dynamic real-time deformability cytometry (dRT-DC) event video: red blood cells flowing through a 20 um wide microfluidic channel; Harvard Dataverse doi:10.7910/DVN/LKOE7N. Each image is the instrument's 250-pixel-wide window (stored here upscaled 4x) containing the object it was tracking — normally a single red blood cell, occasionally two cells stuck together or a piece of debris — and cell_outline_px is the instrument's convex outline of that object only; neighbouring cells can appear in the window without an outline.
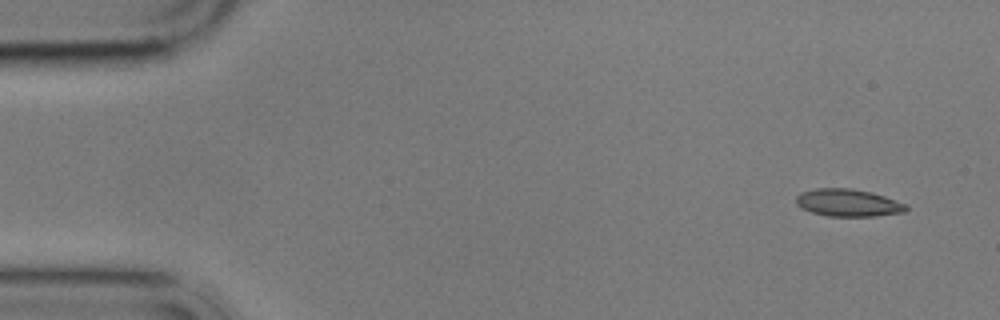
{"species": "common noctule bat (a hibernating species)", "species_latin": "Nyctalus noctula", "temperature_condition": "cold", "stored_images_in_passage": 4, "camera_frame_rate_fps": 3000, "um_per_image_px": 0.085, "animal": {"sex": "male", "body_mass_g": 17.9}, "frame": {"image": 1, "passage_image": 1, "time_ms": 0.0, "image_size_px": [1000, 320], "cell_outline_px": [[908, 208], [904, 212], [876, 216], [828, 216], [812, 212], [800, 208], [796, 204], [796, 196], [800, 192], [816, 188], [852, 188], [872, 192], [908, 204]], "centroid_in_image_um": [72.08, 17.23], "position_along_channel_um": 12.9, "area_um2": 17.74}}
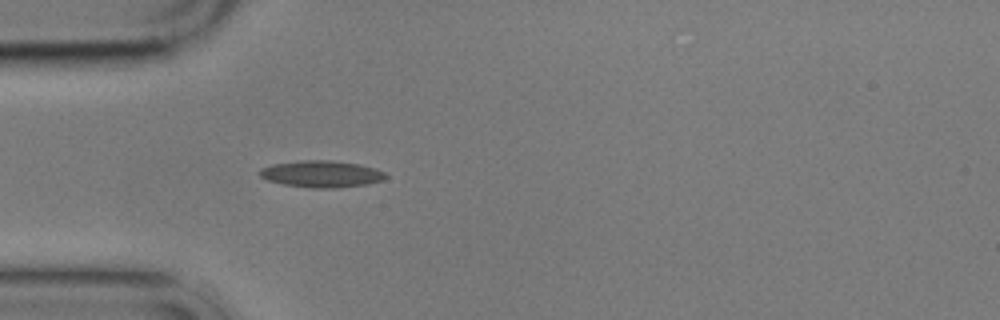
{"frame": {"image": 2, "passage_image": 4, "time_ms": 4.333, "image_size_px": [1000, 320], "cell_outline_px": [[388, 176], [384, 180], [368, 184], [336, 188], [308, 188], [284, 184], [268, 180], [260, 176], [260, 168], [272, 164], [300, 160], [328, 160], [360, 164], [376, 168], [384, 172]], "centroid_in_image_um": [27.36, 14.79], "position_along_channel_um": 57.6, "area_um2": 19.77}}